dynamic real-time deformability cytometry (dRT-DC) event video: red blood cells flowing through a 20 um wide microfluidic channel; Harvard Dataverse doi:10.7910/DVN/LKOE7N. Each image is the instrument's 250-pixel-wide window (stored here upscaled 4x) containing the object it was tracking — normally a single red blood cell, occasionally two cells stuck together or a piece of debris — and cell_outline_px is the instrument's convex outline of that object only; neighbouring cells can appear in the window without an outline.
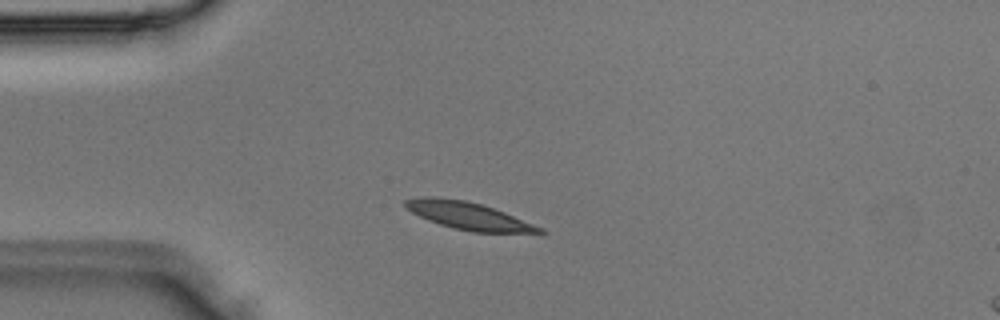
{"species": "Egyptian fruit bat (a non-hibernating species)", "species_latin": "Rousettus aegyptiacus", "temperature_condition": "room temperature", "stored_images_in_passage": 2, "camera_frame_rate_fps": 3000, "um_per_image_px": 0.085, "animal": {"sex": "male"}, "frame": {"image": 1, "passage_image": 2, "time_ms": 0.333, "image_size_px": [1000, 320], "cell_outline_px": [[548, 232], [544, 236], [472, 232], [440, 224], [428, 220], [412, 212], [404, 204], [404, 200], [428, 196], [432, 196], [464, 200], [480, 204], [504, 212], [544, 228]], "centroid_in_image_um": [40.04, 18.41], "position_along_channel_um": 45.0, "area_um2": 22.02}}